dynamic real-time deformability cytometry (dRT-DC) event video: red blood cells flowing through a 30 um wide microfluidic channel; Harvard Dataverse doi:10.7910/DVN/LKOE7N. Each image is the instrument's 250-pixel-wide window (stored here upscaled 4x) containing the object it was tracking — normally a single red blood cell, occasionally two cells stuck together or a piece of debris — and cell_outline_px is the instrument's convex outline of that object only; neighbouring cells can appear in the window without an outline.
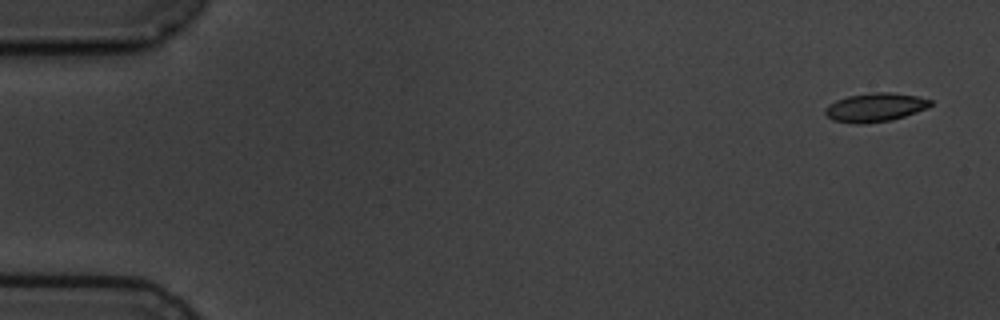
{"species": "common noctule bat (a hibernating species)", "species_latin": "Nyctalus noctula", "temperature_condition": "cold", "stored_images_in_passage": 5, "camera_frame_rate_fps": 3000, "um_per_image_px": 0.085, "animal": {"sex": "male", "body_mass_g": 19.5, "forearm_length_mm": 54.6}, "frame": {"image": 1, "passage_image": 1, "time_ms": 0.0, "image_size_px": [1000, 320], "cell_outline_px": [[932, 104], [928, 108], [892, 120], [864, 124], [856, 124], [832, 120], [824, 112], [824, 108], [828, 104], [836, 100], [848, 96], [872, 92], [892, 92], [916, 96], [932, 100]], "centroid_in_image_um": [74.37, 9.13], "position_along_channel_um": 10.6, "area_um2": 17.74}}
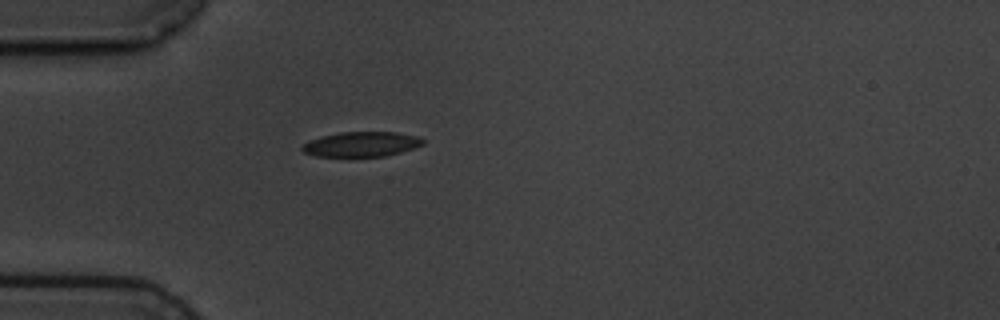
{"frame": {"image": 2, "passage_image": 5, "time_ms": 4.667, "image_size_px": [1000, 320], "cell_outline_px": [[424, 144], [400, 152], [384, 156], [316, 156], [304, 152], [300, 148], [308, 140], [320, 136], [340, 132], [396, 132], [420, 136], [424, 140]], "centroid_in_image_um": [30.71, 12.24], "position_along_channel_um": 54.3, "area_um2": 17.51}}